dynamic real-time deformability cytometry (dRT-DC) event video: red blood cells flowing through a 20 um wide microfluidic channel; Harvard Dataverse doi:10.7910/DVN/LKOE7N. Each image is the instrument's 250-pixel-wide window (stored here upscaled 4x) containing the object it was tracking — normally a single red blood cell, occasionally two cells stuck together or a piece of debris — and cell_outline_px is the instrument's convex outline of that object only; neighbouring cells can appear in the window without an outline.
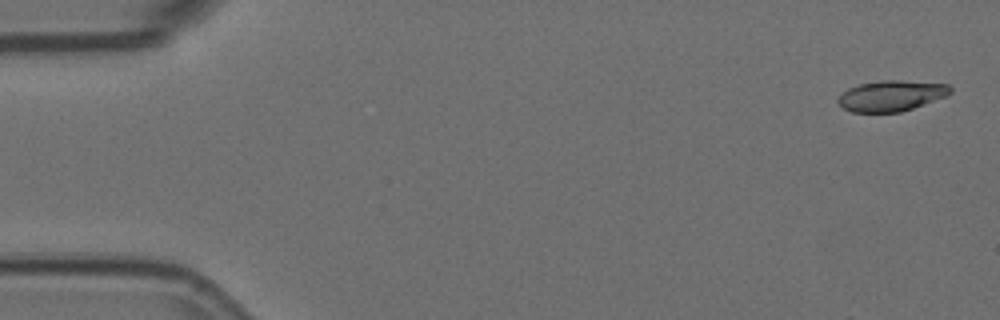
{"species": "Egyptian fruit bat (a non-hibernating species)", "species_latin": "Rousettus aegyptiacus", "temperature_condition": "room temperature", "stored_images_in_passage": 5, "camera_frame_rate_fps": 3000, "um_per_image_px": 0.085, "animal": {"sex": "female"}, "frame": {"image": 1, "passage_image": 1, "time_ms": 0.0, "image_size_px": [1000, 320], "cell_outline_px": [[952, 92], [944, 96], [912, 108], [900, 112], [852, 112], [844, 108], [836, 100], [848, 88], [860, 84], [880, 80], [900, 80], [948, 84], [952, 88]], "centroid_in_image_um": [75.75, 8.13], "position_along_channel_um": 9.3, "area_um2": 19.83}}